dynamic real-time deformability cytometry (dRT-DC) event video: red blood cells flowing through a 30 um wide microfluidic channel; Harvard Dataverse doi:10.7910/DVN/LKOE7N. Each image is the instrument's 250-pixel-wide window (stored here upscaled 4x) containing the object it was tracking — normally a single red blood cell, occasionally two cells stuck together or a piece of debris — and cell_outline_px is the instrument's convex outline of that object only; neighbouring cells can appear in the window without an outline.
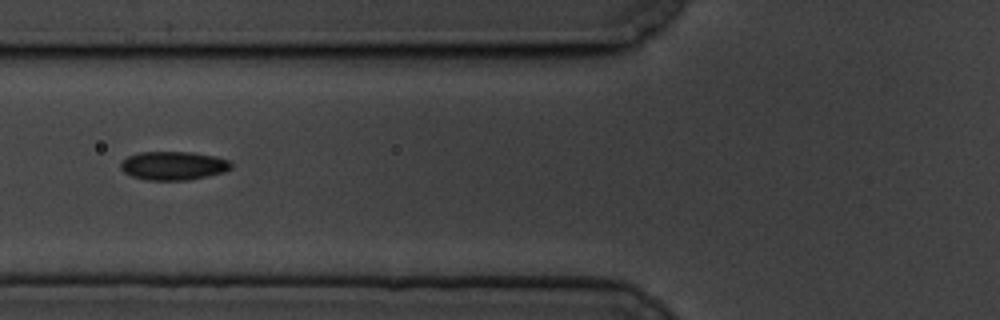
{"species": "common noctule bat (a hibernating species)", "species_latin": "Nyctalus noctula", "temperature_condition": "cold", "stored_images_in_passage": 11, "camera_frame_rate_fps": 3000, "um_per_image_px": 0.085, "animal": {"sex": "male", "body_mass_g": 19.5, "forearm_length_mm": 54.6}, "frame": {"image": 1, "passage_image": 8, "time_ms": 2.333, "image_size_px": [1000, 320], "cell_outline_px": [[232, 168], [224, 172], [208, 176], [188, 180], [144, 180], [132, 176], [124, 172], [120, 168], [120, 164], [128, 156], [140, 152], [192, 152], [216, 156], [228, 160], [232, 164]], "centroid_in_image_um": [14.75, 14.08], "position_along_channel_um": 111.0, "area_um2": 18.5}}